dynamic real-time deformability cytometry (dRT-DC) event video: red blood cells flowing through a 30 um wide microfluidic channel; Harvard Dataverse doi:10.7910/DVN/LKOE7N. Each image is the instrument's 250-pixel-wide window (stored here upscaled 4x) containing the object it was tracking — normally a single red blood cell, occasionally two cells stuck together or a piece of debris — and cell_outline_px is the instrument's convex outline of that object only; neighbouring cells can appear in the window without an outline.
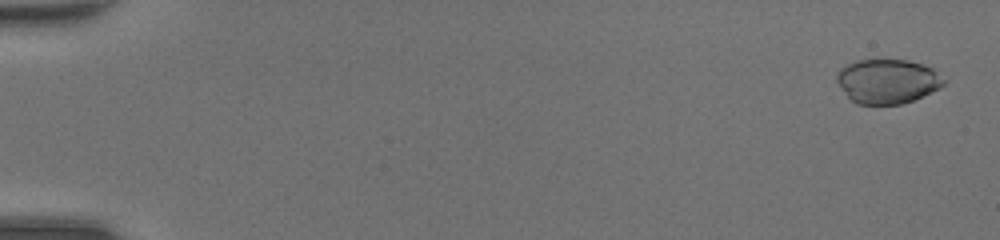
{"species": "common noctule bat (a hibernating species)", "species_latin": "Nyctalus noctula", "temperature_condition": "room temperature", "stored_images_in_passage": 48, "camera_frame_rate_fps": 3000, "um_per_image_px": 0.085, "animal": {"sex": "female", "body_mass_g": 20.0, "forearm_length_mm": 54.0}, "frame": {"image": 1, "passage_image": 2, "time_ms": 0.333, "image_size_px": [1000, 240], "cell_outline_px": [[948, 80], [940, 88], [912, 100], [900, 104], [856, 104], [848, 96], [836, 80], [836, 72], [840, 68], [856, 60], [908, 60], [932, 68]], "centroid_in_image_um": [75.44, 6.9], "position_along_channel_um": 9.6, "area_um2": 27.57}}
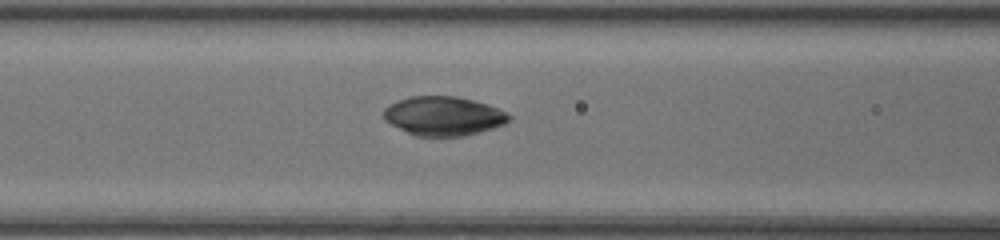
{"frame": {"image": 2, "passage_image": 22, "time_ms": 7.0, "image_size_px": [1000, 240], "cell_outline_px": [[512, 120], [504, 124], [492, 128], [464, 136], [416, 136], [384, 120], [384, 108], [388, 104], [396, 100], [408, 96], [456, 96], [488, 104], [512, 116]], "centroid_in_image_um": [37.68, 9.85], "position_along_channel_um": 128.9, "area_um2": 28.5}}
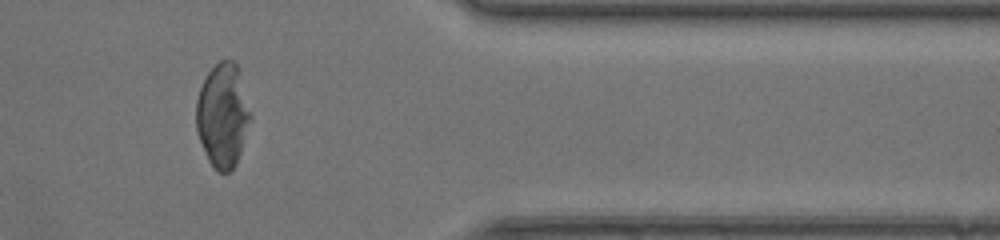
{"frame": {"image": 3, "passage_image": 41, "time_ms": 13.333, "image_size_px": [1000, 240], "cell_outline_px": [[252, 116], [236, 164], [232, 172], [216, 172], [212, 168], [208, 160], [196, 132], [196, 100], [200, 88], [208, 72], [220, 60], [232, 60], [236, 64], [252, 112]], "centroid_in_image_um": [18.93, 9.84], "position_along_channel_um": 392.5, "area_um2": 33.0}, "authors_computed_cell_mechanics": {"area_um2": 29.2468, "velocity_mm_per_s": 4.4189, "shape_relaxation_time_tau1_ms": 4.2543, "shape_relaxation_time_tau2_ms": 0.6997, "deformation_change_tau1": 0.148, "deformation_change_tau2": 0.0283}}